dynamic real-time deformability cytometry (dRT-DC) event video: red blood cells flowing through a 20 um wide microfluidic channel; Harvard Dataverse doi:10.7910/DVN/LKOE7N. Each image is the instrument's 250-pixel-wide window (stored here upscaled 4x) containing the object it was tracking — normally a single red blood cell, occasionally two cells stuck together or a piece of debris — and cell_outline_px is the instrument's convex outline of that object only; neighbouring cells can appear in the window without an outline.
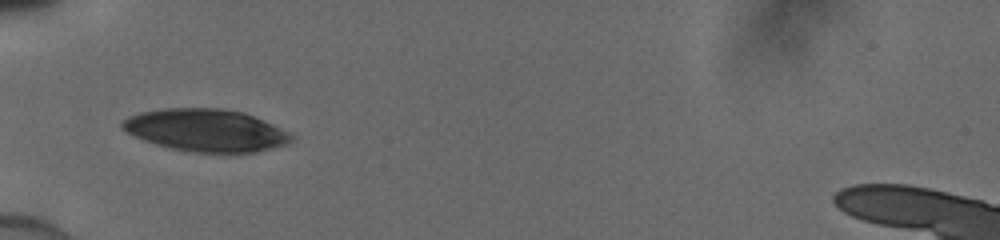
{"species": "human", "species_latin": "Homo sapiens", "temperature_condition": "cold", "stored_images_in_passage": 33, "camera_frame_rate_fps": 3000, "um_per_image_px": 0.085, "donor": {"sex": "male"}, "frame": {"image": 1, "passage_image": 1, "time_ms": 0.0, "image_size_px": [1000, 240], "cell_outline_px": [[296, 140], [288, 144], [256, 152], [232, 156], [228, 156], [192, 152], [172, 148], [156, 144], [144, 140], [120, 128], [120, 124], [128, 116], [140, 112], [164, 108], [220, 108], [244, 112], [288, 132], [296, 136]], "centroid_in_image_um": [17.55, 11.11], "position_along_channel_um": 67.4, "area_um2": 42.6}}
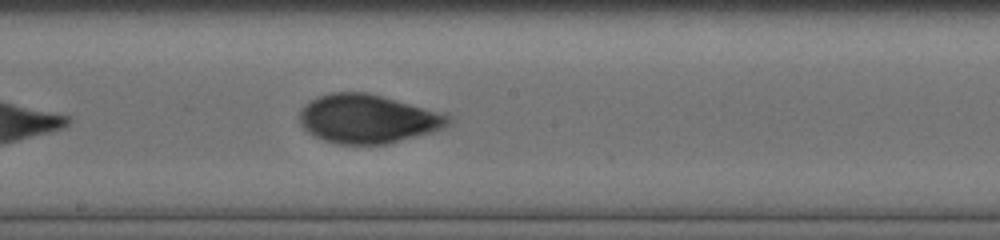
{"frame": {"image": 2, "passage_image": 12, "time_ms": 3.667, "image_size_px": [1000, 240], "cell_outline_px": [[452, 120], [444, 128], [432, 132], [388, 144], [336, 144], [312, 136], [300, 124], [300, 108], [308, 100], [332, 92], [368, 92], [452, 116]], "centroid_in_image_um": [31.21, 10.11], "position_along_channel_um": 217.0, "area_um2": 42.25}}
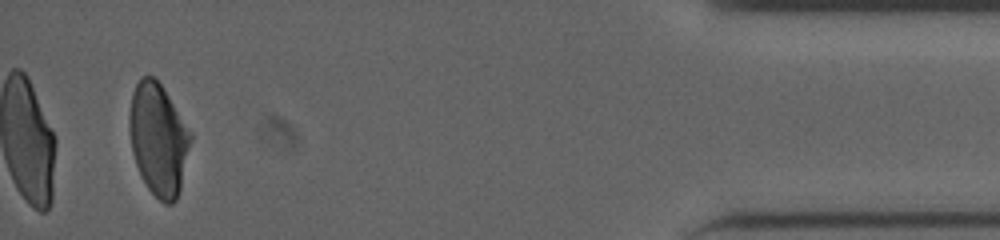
{"frame": {"image": 3, "passage_image": 31, "time_ms": 10.0, "image_size_px": [1000, 240], "cell_outline_px": [[192, 136], [180, 188], [176, 200], [172, 204], [164, 204], [148, 188], [136, 164], [132, 152], [128, 124], [128, 116], [132, 96], [136, 84], [140, 76], [156, 76], [164, 88], [192, 132]], "centroid_in_image_um": [13.46, 11.79], "position_along_channel_um": 421.7, "area_um2": 40.0}}